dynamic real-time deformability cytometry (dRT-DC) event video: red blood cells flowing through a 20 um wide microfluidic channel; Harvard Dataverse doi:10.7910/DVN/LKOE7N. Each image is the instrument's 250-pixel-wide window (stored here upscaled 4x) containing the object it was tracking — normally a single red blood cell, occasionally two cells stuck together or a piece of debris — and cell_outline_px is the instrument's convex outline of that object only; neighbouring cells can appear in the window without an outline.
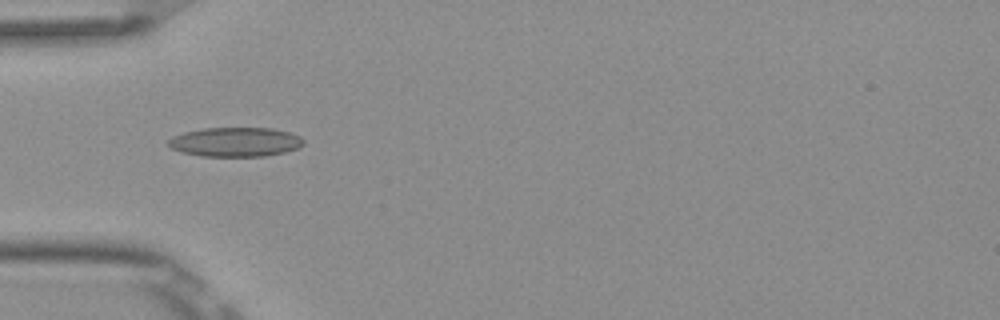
{"species": "Egyptian fruit bat (a non-hibernating species)", "species_latin": "Rousettus aegyptiacus", "temperature_condition": "room temperature", "stored_images_in_passage": 5, "camera_frame_rate_fps": 3000, "um_per_image_px": 0.085, "frame": {"image": 1, "passage_image": 1, "time_ms": 0.0, "image_size_px": [1000, 320], "cell_outline_px": [[304, 144], [296, 148], [284, 152], [264, 156], [200, 156], [180, 152], [172, 148], [168, 144], [168, 140], [172, 136], [184, 132], [204, 128], [272, 128], [288, 132], [300, 136], [304, 140]], "centroid_in_image_um": [19.98, 12.06], "position_along_channel_um": 65.0, "area_um2": 23.06}}
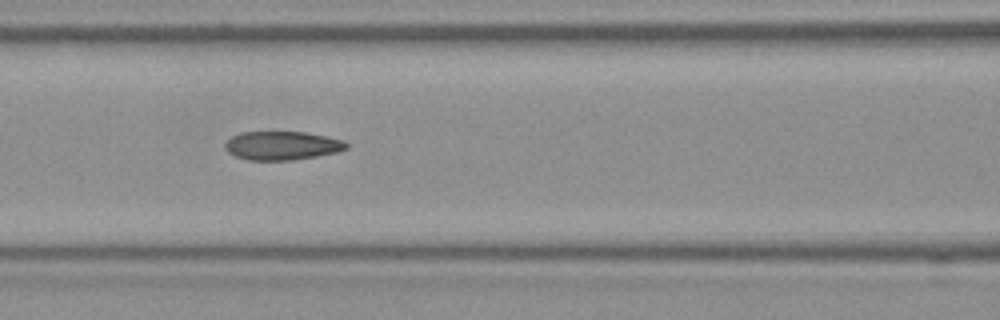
{"frame": {"image": 2, "passage_image": 3, "time_ms": 0.667, "image_size_px": [1000, 320], "cell_outline_px": [[348, 148], [336, 152], [316, 156], [292, 160], [248, 160], [236, 156], [228, 152], [224, 148], [224, 144], [232, 136], [240, 132], [308, 132], [344, 140], [348, 144]], "centroid_in_image_um": [23.97, 12.37], "position_along_channel_um": 142.6, "area_um2": 20.29}}
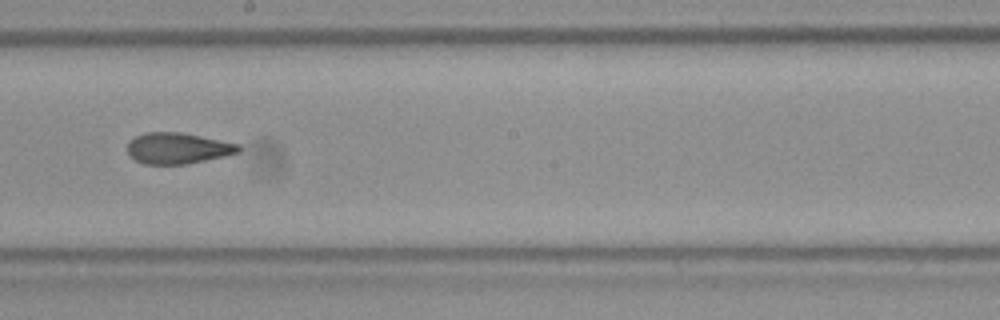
{"frame": {"image": 3, "passage_image": 5, "time_ms": 1.333, "image_size_px": [1000, 320], "cell_outline_px": [[240, 152], [224, 156], [184, 164], [144, 164], [128, 156], [128, 140], [144, 132], [180, 132], [240, 144]], "centroid_in_image_um": [15.07, 12.59], "position_along_channel_um": 233.1, "area_um2": 20.06}}